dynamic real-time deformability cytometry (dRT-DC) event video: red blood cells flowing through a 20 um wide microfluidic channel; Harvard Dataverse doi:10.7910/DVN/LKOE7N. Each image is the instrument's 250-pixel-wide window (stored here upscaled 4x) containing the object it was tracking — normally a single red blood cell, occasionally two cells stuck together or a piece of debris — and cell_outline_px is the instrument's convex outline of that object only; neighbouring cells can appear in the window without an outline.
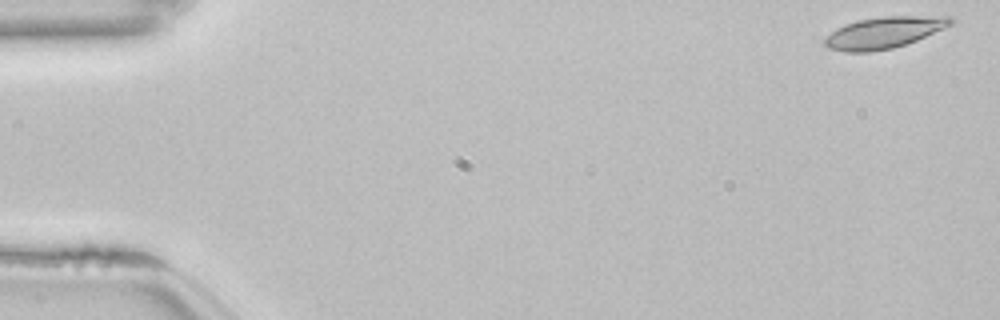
{"species": "common noctule bat (a hibernating species)", "species_latin": "Nyctalus noctula", "temperature_condition": "room temperature", "stored_images_in_passage": 53, "camera_frame_rate_fps": 3000, "um_per_image_px": 0.085, "animal": {"sex": "female", "body_mass_g": 22.7, "forearm_length_mm": 54.2}, "frame": {"image": 1, "passage_image": 1, "time_ms": 0.0, "image_size_px": [1000, 320], "cell_outline_px": [[956, 20], [952, 24], [944, 28], [916, 40], [892, 48], [872, 52], [844, 52], [828, 48], [824, 44], [824, 40], [836, 28], [844, 24], [856, 20], [884, 16], [952, 16]], "centroid_in_image_um": [75.14, 2.76], "position_along_channel_um": 9.9, "area_um2": 23.12}}
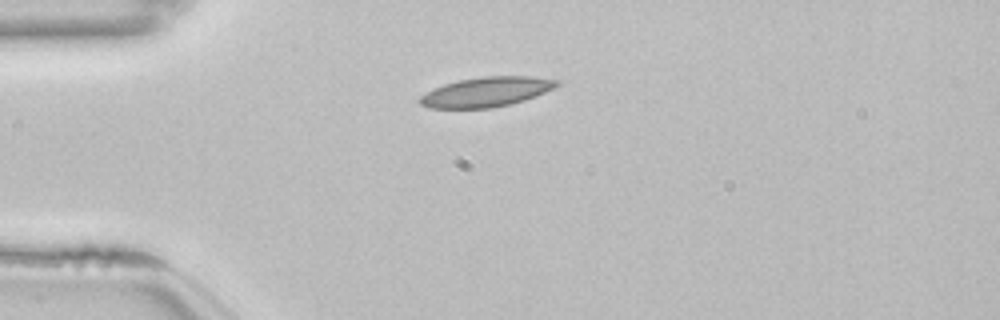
{"frame": {"image": 2, "passage_image": 13, "time_ms": 4.0, "image_size_px": [1000, 320], "cell_outline_px": [[560, 84], [536, 96], [524, 100], [492, 108], [428, 108], [420, 104], [420, 96], [432, 88], [444, 84], [460, 80], [480, 76], [532, 76], [560, 80]], "centroid_in_image_um": [41.33, 7.8], "position_along_channel_um": 43.7, "area_um2": 23.7}}
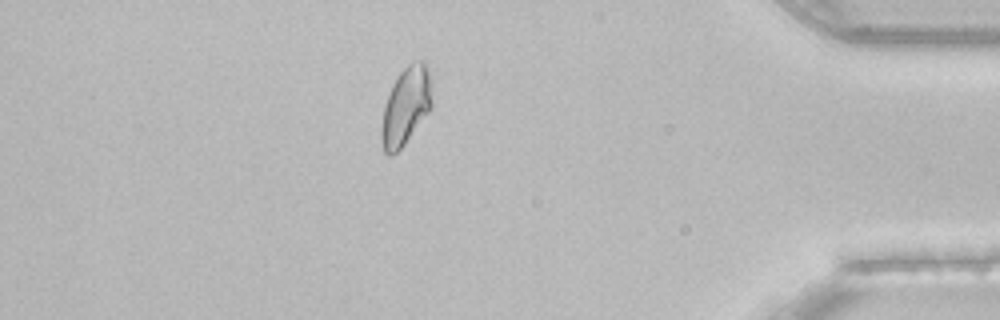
{"frame": {"image": 3, "passage_image": 46, "time_ms": 15.0, "image_size_px": [1000, 320], "cell_outline_px": [[432, 108], [404, 144], [392, 156], [388, 156], [384, 152], [380, 140], [380, 128], [384, 104], [392, 84], [400, 72], [412, 60], [424, 60], [428, 68], [432, 100]], "centroid_in_image_um": [34.47, 9.02], "position_along_channel_um": 400.7, "area_um2": 23.18}, "authors_computed_cell_mechanics": {"area_um2": 22.6576, "velocity_mm_per_s": 3.8268, "shape_relaxation_time_tau1_ms": null, "shape_relaxation_time_tau2_ms": 2.8006, "deformation_change_tau1": null, "deformation_change_tau2": 0.07}}